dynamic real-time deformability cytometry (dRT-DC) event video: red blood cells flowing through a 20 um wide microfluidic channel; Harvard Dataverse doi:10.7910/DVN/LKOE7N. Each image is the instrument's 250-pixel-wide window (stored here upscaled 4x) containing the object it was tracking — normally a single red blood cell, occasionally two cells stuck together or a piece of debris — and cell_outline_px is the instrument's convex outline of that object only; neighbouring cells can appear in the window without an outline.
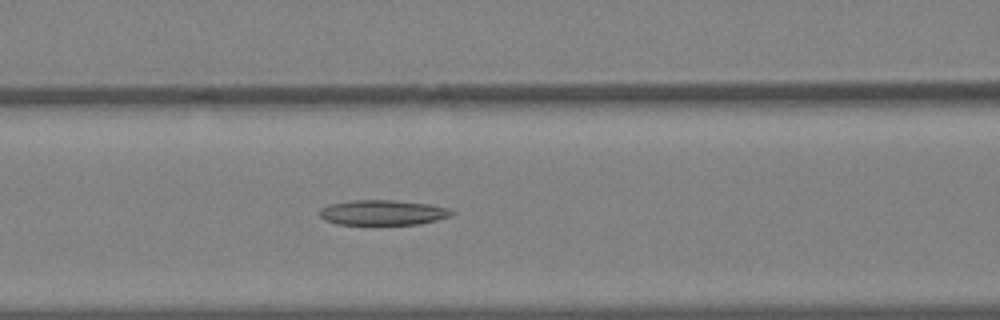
{"species": "Egyptian fruit bat (a non-hibernating species)", "species_latin": "Rousettus aegyptiacus", "temperature_condition": "warm", "stored_images_in_passage": 30, "camera_frame_rate_fps": 3000, "um_per_image_px": 0.085, "animal": {"sex": "female"}, "frame": {"image": 1, "passage_image": 8, "time_ms": 2.333, "image_size_px": [1000, 320], "cell_outline_px": [[456, 212], [452, 216], [420, 224], [336, 224], [324, 220], [320, 216], [320, 208], [328, 204], [352, 200], [392, 200], [432, 204], [448, 208]], "centroid_in_image_um": [32.55, 18.06], "position_along_channel_um": 134.0, "area_um2": 19.48}}
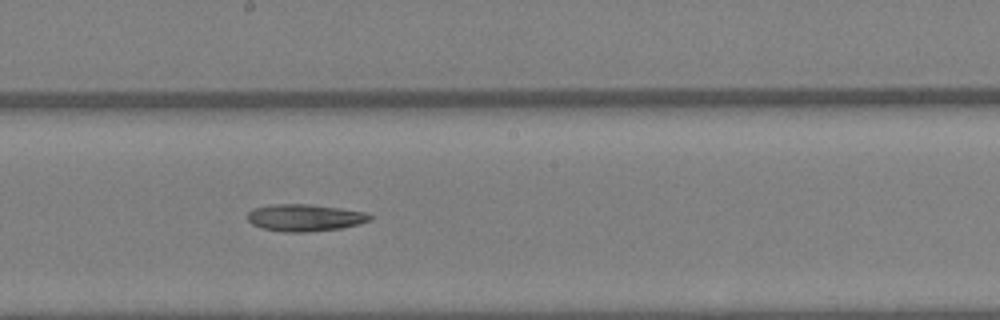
{"frame": {"image": 2, "passage_image": 13, "time_ms": 4.0, "image_size_px": [1000, 320], "cell_outline_px": [[372, 220], [340, 228], [308, 232], [280, 232], [264, 228], [252, 224], [248, 220], [248, 212], [252, 208], [272, 204], [308, 204], [340, 208], [368, 212], [372, 216]], "centroid_in_image_um": [25.9, 18.5], "position_along_channel_um": 222.3, "area_um2": 19.31}}
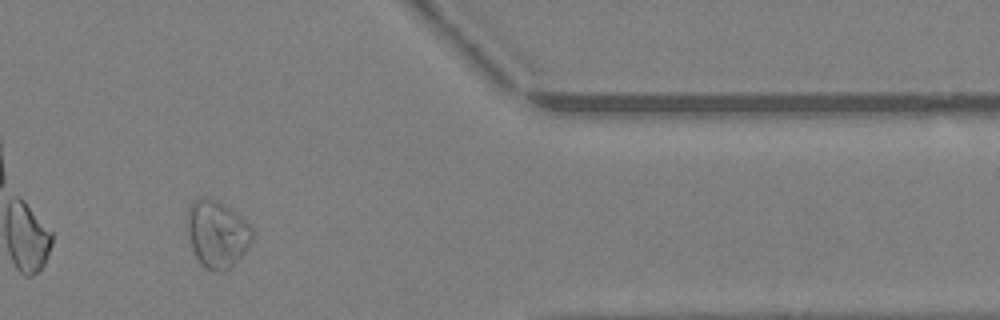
{"frame": {"image": 3, "passage_image": 24, "time_ms": 7.667, "image_size_px": [1000, 320], "cell_outline_px": [[252, 240], [248, 248], [224, 272], [216, 272], [200, 264], [192, 248], [188, 236], [188, 208], [200, 196], [220, 200], [232, 208], [252, 224]], "centroid_in_image_um": [18.48, 19.84], "position_along_channel_um": 392.9, "area_um2": 25.61}}